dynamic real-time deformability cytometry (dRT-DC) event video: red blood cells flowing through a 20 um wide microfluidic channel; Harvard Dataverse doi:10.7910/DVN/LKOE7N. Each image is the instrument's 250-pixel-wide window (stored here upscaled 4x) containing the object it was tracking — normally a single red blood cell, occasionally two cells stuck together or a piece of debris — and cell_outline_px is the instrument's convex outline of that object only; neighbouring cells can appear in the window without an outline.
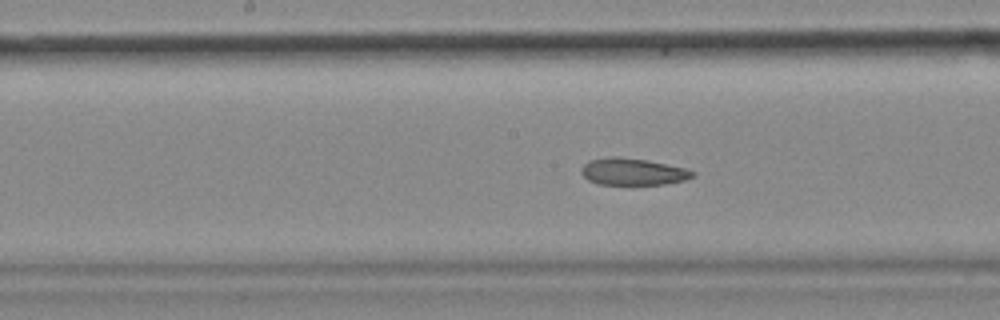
{"species": "common noctule bat (a hibernating species)", "species_latin": "Nyctalus noctula", "temperature_condition": "cold", "stored_images_in_passage": 49, "camera_frame_rate_fps": 3000, "um_per_image_px": 0.085, "animal": {"sex": "female", "body_mass_g": 18.4}, "frame": {"image": 1, "passage_image": 22, "time_ms": 7.0, "image_size_px": [1000, 320], "cell_outline_px": [[696, 176], [684, 180], [664, 184], [632, 188], [596, 184], [588, 180], [580, 172], [580, 168], [584, 164], [592, 160], [644, 160], [684, 168], [696, 172]], "centroid_in_image_um": [53.83, 14.72], "position_along_channel_um": 194.4, "area_um2": 17.4}, "authors_computed_cell_mechanics": {"area_um2": 19.0162, "velocity_mm_per_s": 3.6458, "shape_relaxation_time_tau1_ms": null, "shape_relaxation_time_tau2_ms": 1.8434, "deformation_change_tau1": null, "deformation_change_tau2": 0.0811}}